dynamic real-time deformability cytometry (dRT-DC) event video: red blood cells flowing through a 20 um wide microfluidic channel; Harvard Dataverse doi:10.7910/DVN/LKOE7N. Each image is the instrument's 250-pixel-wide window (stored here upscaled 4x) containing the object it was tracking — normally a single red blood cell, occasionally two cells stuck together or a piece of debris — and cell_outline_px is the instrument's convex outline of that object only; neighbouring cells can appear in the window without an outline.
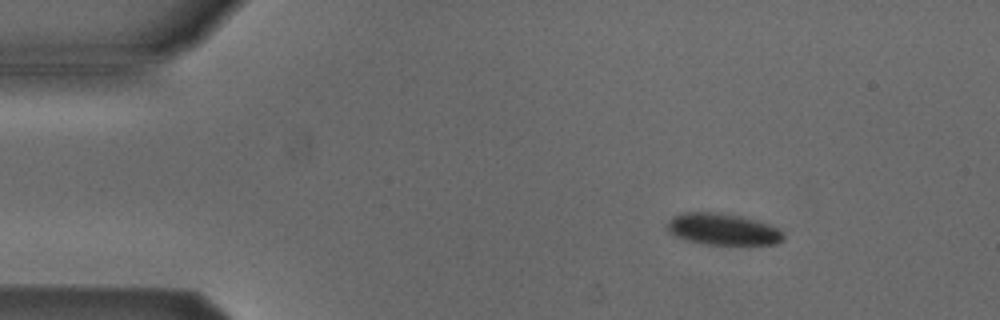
{"species": "Egyptian fruit bat (a non-hibernating species)", "species_latin": "Rousettus aegyptiacus", "temperature_condition": "cold", "stored_images_in_passage": 52, "camera_frame_rate_fps": 3000, "um_per_image_px": 0.085, "animal": {"sex": "male"}, "frame": {"image": 1, "passage_image": 7, "time_ms": 2.0, "image_size_px": [1000, 320], "cell_outline_px": [[784, 240], [776, 244], [704, 244], [684, 240], [672, 236], [668, 232], [668, 220], [672, 216], [680, 212], [712, 212], [740, 216], [768, 224], [776, 228], [784, 236]], "centroid_in_image_um": [61.35, 19.49], "position_along_channel_um": 23.6, "area_um2": 21.33}}
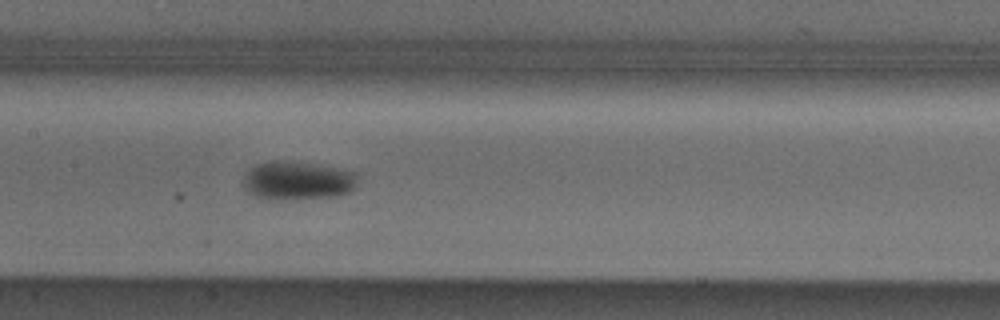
{"frame": {"image": 2, "passage_image": 25, "time_ms": 8.0, "image_size_px": [1000, 320], "cell_outline_px": [[356, 180], [352, 192], [336, 196], [284, 200], [256, 196], [248, 192], [244, 188], [244, 172], [248, 168], [256, 164], [272, 160], [276, 160], [312, 164], [356, 172]], "centroid_in_image_um": [25.25, 15.35], "position_along_channel_um": 182.1, "area_um2": 25.55}}
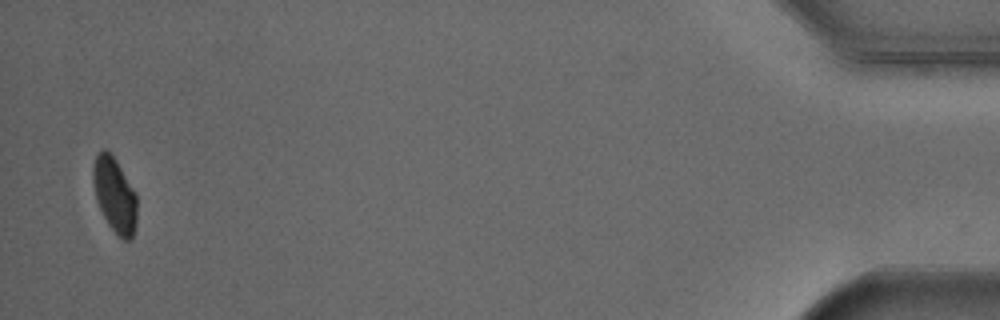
{"frame": {"image": 3, "passage_image": 51, "time_ms": 16.667, "image_size_px": [1000, 320], "cell_outline_px": [[136, 228], [132, 236], [128, 240], [120, 240], [116, 236], [108, 224], [96, 200], [92, 180], [92, 164], [100, 148], [108, 148], [116, 160], [136, 192]], "centroid_in_image_um": [9.73, 16.55], "position_along_channel_um": 425.5, "area_um2": 19.59}, "authors_computed_cell_mechanics": {"area_um2": 21.9351, "velocity_mm_per_s": 3.8683, "shape_relaxation_time_tau1_ms": 3.9597, "shape_relaxation_time_tau2_ms": null, "deformation_change_tau1": 0.083, "deformation_change_tau2": null}}